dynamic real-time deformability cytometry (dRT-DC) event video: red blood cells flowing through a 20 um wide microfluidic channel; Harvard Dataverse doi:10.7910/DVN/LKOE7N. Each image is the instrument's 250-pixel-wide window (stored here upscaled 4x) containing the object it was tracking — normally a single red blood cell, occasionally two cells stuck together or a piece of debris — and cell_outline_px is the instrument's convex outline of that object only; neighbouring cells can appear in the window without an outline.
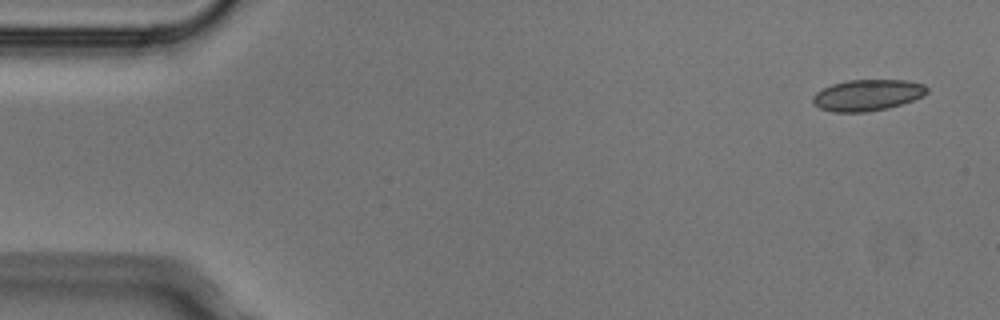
{"species": "Egyptian fruit bat (a non-hibernating species)", "species_latin": "Rousettus aegyptiacus", "temperature_condition": "cold", "stored_images_in_passage": 5, "camera_frame_rate_fps": 3000, "um_per_image_px": 0.085, "animal": {"sex": "male"}, "frame": {"image": 1, "passage_image": 1, "time_ms": 0.0, "image_size_px": [1000, 320], "cell_outline_px": [[928, 92], [924, 96], [888, 108], [868, 112], [832, 112], [820, 108], [812, 104], [812, 96], [816, 92], [832, 84], [848, 80], [908, 80], [924, 84], [928, 88]], "centroid_in_image_um": [73.72, 8.08], "position_along_channel_um": 11.3, "area_um2": 20.92}}
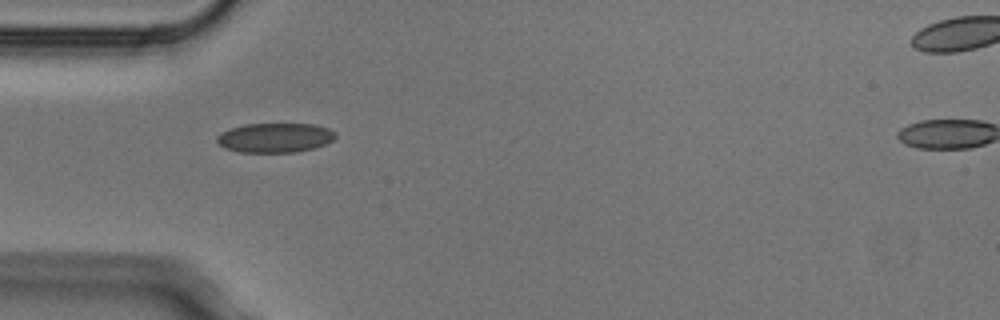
{"frame": {"image": 2, "passage_image": 4, "time_ms": 1.0, "image_size_px": [1000, 320], "cell_outline_px": [[336, 136], [332, 140], [316, 148], [296, 152], [240, 152], [224, 148], [216, 140], [216, 136], [220, 132], [244, 124], [312, 124], [328, 128], [336, 132]], "centroid_in_image_um": [23.37, 11.71], "position_along_channel_um": 61.6, "area_um2": 20.4}}
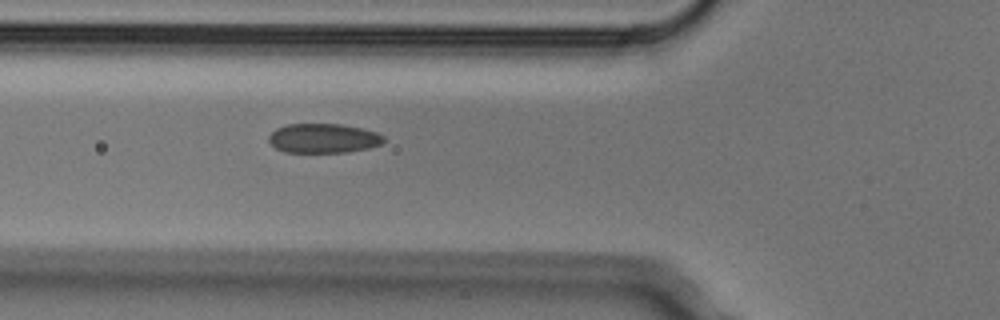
{"frame": {"image": 3, "passage_image": 5, "time_ms": 1.333, "image_size_px": [1000, 320], "cell_outline_px": [[384, 140], [380, 144], [368, 148], [348, 152], [284, 152], [276, 148], [268, 140], [268, 136], [276, 128], [288, 124], [340, 124], [360, 128], [376, 132], [384, 136]], "centroid_in_image_um": [27.46, 11.75], "position_along_channel_um": 98.3, "area_um2": 19.59}}